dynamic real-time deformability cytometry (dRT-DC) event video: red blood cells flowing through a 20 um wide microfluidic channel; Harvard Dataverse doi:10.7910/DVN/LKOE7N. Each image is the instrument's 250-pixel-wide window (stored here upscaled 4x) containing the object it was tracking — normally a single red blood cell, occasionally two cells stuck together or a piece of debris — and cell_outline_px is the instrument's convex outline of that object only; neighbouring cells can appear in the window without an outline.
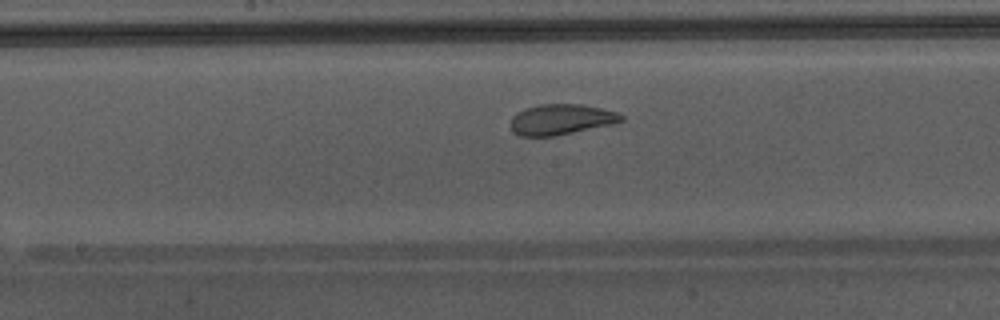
{"species": "Egyptian fruit bat (a non-hibernating species)", "species_latin": "Rousettus aegyptiacus", "temperature_condition": "warm", "stored_images_in_passage": 29, "camera_frame_rate_fps": 3000, "um_per_image_px": 0.085, "animal": {"sex": "male"}, "frame": {"image": 1, "passage_image": 13, "time_ms": 4.0, "image_size_px": [1000, 320], "cell_outline_px": [[624, 120], [612, 124], [552, 136], [520, 136], [512, 132], [508, 124], [512, 116], [516, 112], [524, 108], [540, 104], [580, 104], [600, 108], [616, 112], [624, 116]], "centroid_in_image_um": [47.61, 10.15], "position_along_channel_um": 200.6, "area_um2": 19.77}}
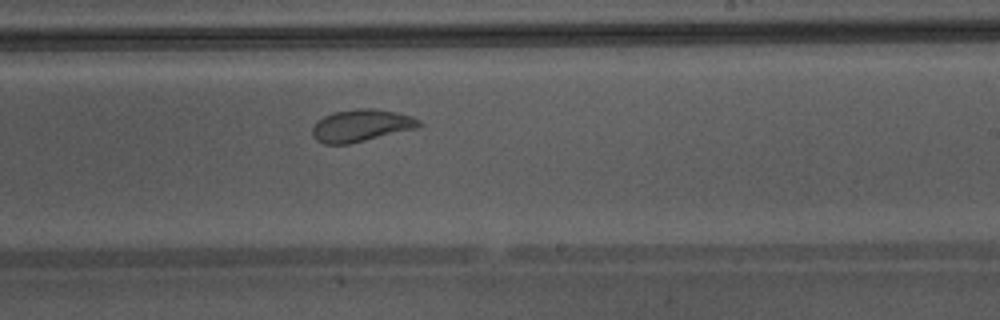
{"frame": {"image": 2, "passage_image": 17, "time_ms": 5.333, "image_size_px": [1000, 320], "cell_outline_px": [[424, 124], [416, 128], [348, 144], [324, 144], [316, 140], [312, 136], [312, 128], [324, 116], [336, 112], [360, 108], [372, 108], [396, 112], [412, 116], [420, 120]], "centroid_in_image_um": [30.72, 10.67], "position_along_channel_um": 258.3, "area_um2": 19.77}, "authors_computed_cell_mechanics": {"area_um2": 20.4612, "velocity_mm_per_s": 4.3495, "shape_relaxation_time_tau1_ms": 4.3083, "shape_relaxation_time_tau2_ms": 0.8719, "deformation_change_tau1": 0.1335, "deformation_change_tau2": 0.0753}}